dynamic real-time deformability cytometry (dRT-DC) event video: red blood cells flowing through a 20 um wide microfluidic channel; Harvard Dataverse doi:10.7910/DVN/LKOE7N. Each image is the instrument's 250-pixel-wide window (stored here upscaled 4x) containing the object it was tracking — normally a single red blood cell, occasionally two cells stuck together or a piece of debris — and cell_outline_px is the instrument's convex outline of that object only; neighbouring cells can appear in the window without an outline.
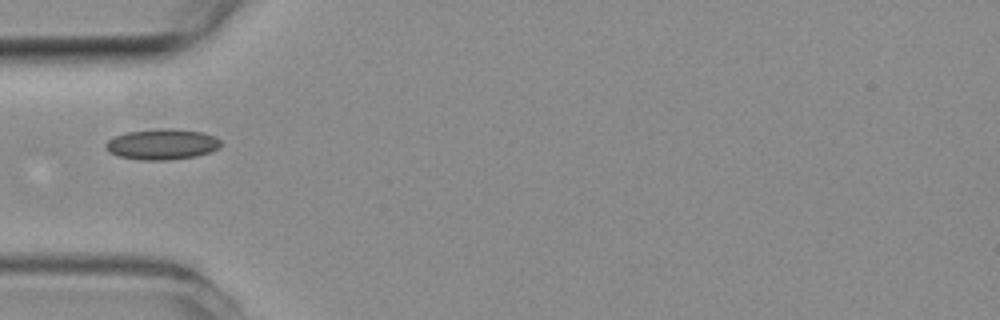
{"species": "common noctule bat (a hibernating species)", "species_latin": "Nyctalus noctula", "temperature_condition": "room temperature", "stored_images_in_passage": 3, "camera_frame_rate_fps": 3000, "um_per_image_px": 0.085, "animal": {"sex": "female", "body_mass_g": 19.3, "forearm_length_mm": 54.1}, "frame": {"image": 1, "passage_image": 1, "time_ms": 0.0, "image_size_px": [1000, 320], "cell_outline_px": [[220, 148], [212, 152], [196, 156], [168, 160], [140, 160], [116, 156], [108, 152], [104, 148], [104, 144], [108, 140], [116, 136], [128, 132], [156, 128], [172, 128], [204, 132], [220, 140]], "centroid_in_image_um": [13.76, 12.27], "position_along_channel_um": 71.2, "area_um2": 20.87}}